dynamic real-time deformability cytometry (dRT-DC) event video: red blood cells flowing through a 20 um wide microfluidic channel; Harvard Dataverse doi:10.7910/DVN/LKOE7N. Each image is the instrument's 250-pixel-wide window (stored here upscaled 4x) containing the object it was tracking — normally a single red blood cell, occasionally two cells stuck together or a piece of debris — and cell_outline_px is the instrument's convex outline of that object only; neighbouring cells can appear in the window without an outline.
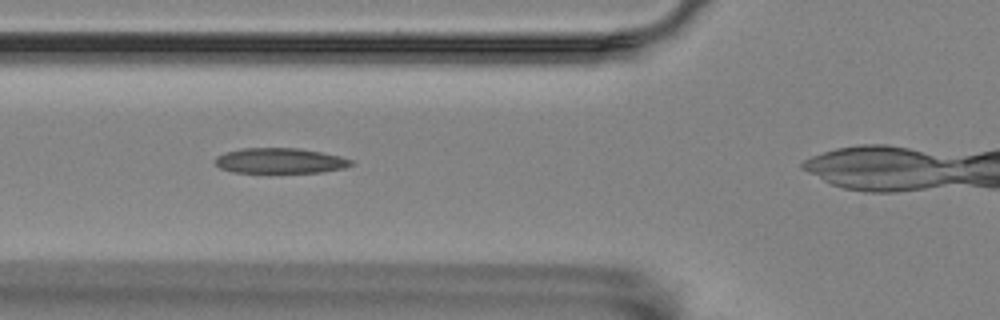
{"species": "Egyptian fruit bat (a non-hibernating species)", "species_latin": "Rousettus aegyptiacus", "temperature_condition": "room temperature", "stored_images_in_passage": 35, "camera_frame_rate_fps": 3000, "um_per_image_px": 0.085, "animal": {"sex": "female"}, "frame": {"image": 1, "passage_image": 10, "time_ms": 3.0, "image_size_px": [1000, 320], "cell_outline_px": [[356, 164], [344, 168], [324, 172], [232, 172], [220, 168], [216, 164], [216, 156], [224, 152], [244, 148], [300, 148], [340, 156], [352, 160]], "centroid_in_image_um": [23.83, 13.66], "position_along_channel_um": 102.0, "area_um2": 20.06}}
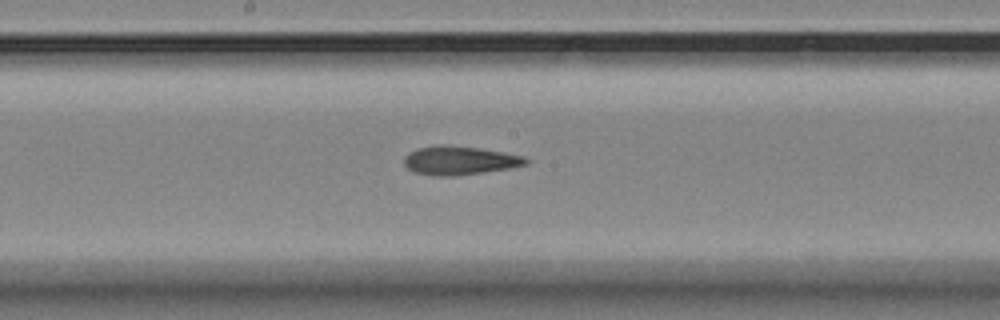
{"frame": {"image": 2, "passage_image": 19, "time_ms": 6.0, "image_size_px": [1000, 320], "cell_outline_px": [[532, 160], [528, 164], [508, 168], [484, 172], [452, 176], [436, 176], [412, 172], [404, 164], [404, 156], [408, 152], [416, 148], [436, 144], [444, 144], [476, 148], [504, 152], [524, 156]], "centroid_in_image_um": [39.04, 13.63], "position_along_channel_um": 209.2, "area_um2": 20.58}}
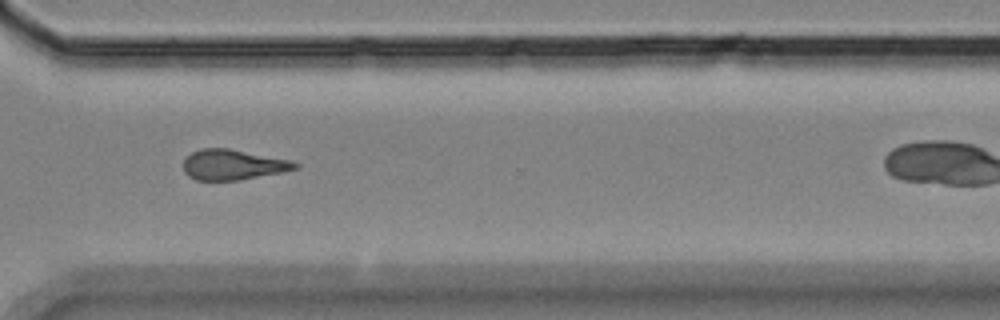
{"frame": {"image": 3, "passage_image": 31, "time_ms": 10.0, "image_size_px": [1000, 320], "cell_outline_px": [[300, 168], [240, 180], [196, 180], [188, 176], [184, 172], [184, 160], [192, 152], [200, 148], [228, 148], [292, 160], [300, 164]], "centroid_in_image_um": [19.81, 13.99], "position_along_channel_um": 350.8, "area_um2": 19.77}}